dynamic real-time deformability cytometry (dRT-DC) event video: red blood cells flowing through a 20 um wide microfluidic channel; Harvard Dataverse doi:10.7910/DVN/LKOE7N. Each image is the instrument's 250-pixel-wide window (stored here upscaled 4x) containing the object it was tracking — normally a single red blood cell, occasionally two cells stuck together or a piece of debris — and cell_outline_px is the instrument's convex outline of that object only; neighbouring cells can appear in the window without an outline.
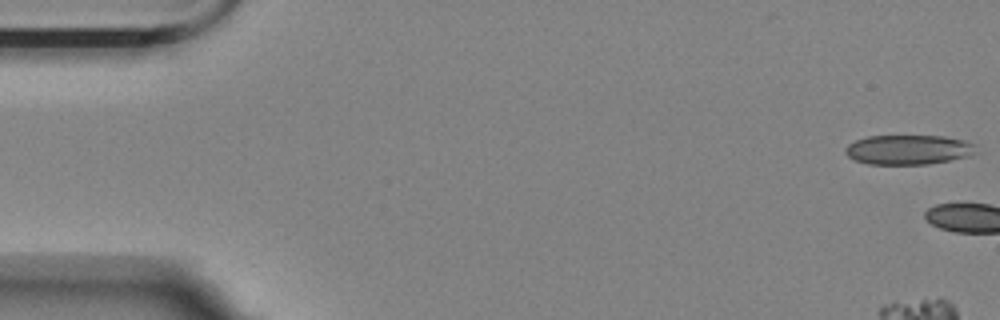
{"species": "Egyptian fruit bat (a non-hibernating species)", "species_latin": "Rousettus aegyptiacus", "temperature_condition": "room temperature", "stored_images_in_passage": 3, "camera_frame_rate_fps": 3000, "um_per_image_px": 0.085, "animal": {"sex": "female"}, "frame": {"image": 1, "passage_image": 1, "time_ms": 0.0, "image_size_px": [1000, 320], "cell_outline_px": [[976, 152], [968, 156], [928, 164], [868, 164], [852, 160], [844, 152], [844, 148], [848, 144], [856, 140], [868, 136], [944, 136], [964, 140], [976, 144]], "centroid_in_image_um": [77.18, 12.72], "position_along_channel_um": 7.8, "area_um2": 22.66}}